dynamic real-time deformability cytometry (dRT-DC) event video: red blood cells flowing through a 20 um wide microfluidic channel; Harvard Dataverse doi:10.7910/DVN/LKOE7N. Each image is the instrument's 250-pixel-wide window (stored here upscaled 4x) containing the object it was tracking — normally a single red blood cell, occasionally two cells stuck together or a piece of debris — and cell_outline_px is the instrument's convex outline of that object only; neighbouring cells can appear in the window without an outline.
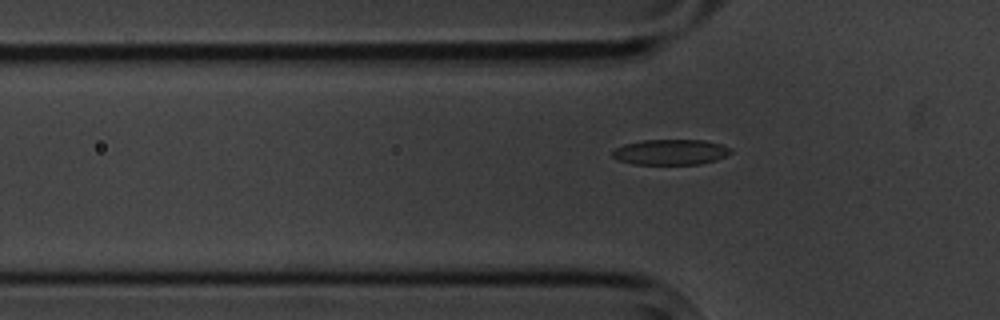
{"species": "common noctule bat (a hibernating species)", "species_latin": "Nyctalus noctula", "temperature_condition": "cold", "stored_images_in_passage": 6, "segment_of_instrument_passage": [2, 2], "camera_frame_rate_fps": 3000, "um_per_image_px": 0.085, "animal": {"sex": "male", "body_mass_g": 20.1, "forearm_length_mm": 53.5}, "frame": {"image": 1, "passage_image": 6, "time_ms": 6.667, "image_size_px": [1000, 320], "cell_outline_px": [[732, 152], [716, 160], [700, 164], [632, 164], [616, 160], [612, 156], [612, 152], [616, 148], [624, 144], [644, 140], [704, 140], [720, 144], [732, 148]], "centroid_in_image_um": [56.99, 12.93], "position_along_channel_um": 68.8, "area_um2": 17.57}}